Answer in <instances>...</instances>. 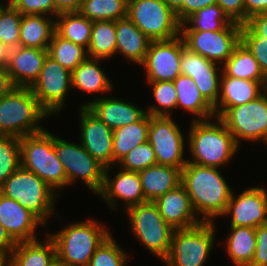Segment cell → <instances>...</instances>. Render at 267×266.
Segmentation results:
<instances>
[{
  "label": "cell",
  "mask_w": 267,
  "mask_h": 266,
  "mask_svg": "<svg viewBox=\"0 0 267 266\" xmlns=\"http://www.w3.org/2000/svg\"><path fill=\"white\" fill-rule=\"evenodd\" d=\"M215 222L174 229L170 249L163 260L167 266H204L215 243Z\"/></svg>",
  "instance_id": "8"
},
{
  "label": "cell",
  "mask_w": 267,
  "mask_h": 266,
  "mask_svg": "<svg viewBox=\"0 0 267 266\" xmlns=\"http://www.w3.org/2000/svg\"><path fill=\"white\" fill-rule=\"evenodd\" d=\"M22 14L10 3L0 6V41L11 50L19 46Z\"/></svg>",
  "instance_id": "39"
},
{
  "label": "cell",
  "mask_w": 267,
  "mask_h": 266,
  "mask_svg": "<svg viewBox=\"0 0 267 266\" xmlns=\"http://www.w3.org/2000/svg\"><path fill=\"white\" fill-rule=\"evenodd\" d=\"M47 49L21 47L11 50L7 72L15 87H30L40 75Z\"/></svg>",
  "instance_id": "22"
},
{
  "label": "cell",
  "mask_w": 267,
  "mask_h": 266,
  "mask_svg": "<svg viewBox=\"0 0 267 266\" xmlns=\"http://www.w3.org/2000/svg\"><path fill=\"white\" fill-rule=\"evenodd\" d=\"M219 64L212 62L205 57L190 51L184 47L180 57L181 74L192 77V74L221 73ZM220 71V72H219Z\"/></svg>",
  "instance_id": "43"
},
{
  "label": "cell",
  "mask_w": 267,
  "mask_h": 266,
  "mask_svg": "<svg viewBox=\"0 0 267 266\" xmlns=\"http://www.w3.org/2000/svg\"><path fill=\"white\" fill-rule=\"evenodd\" d=\"M166 5L176 14L178 21L181 23V6L183 0H163Z\"/></svg>",
  "instance_id": "56"
},
{
  "label": "cell",
  "mask_w": 267,
  "mask_h": 266,
  "mask_svg": "<svg viewBox=\"0 0 267 266\" xmlns=\"http://www.w3.org/2000/svg\"><path fill=\"white\" fill-rule=\"evenodd\" d=\"M217 4L231 22L245 24L244 0H217Z\"/></svg>",
  "instance_id": "48"
},
{
  "label": "cell",
  "mask_w": 267,
  "mask_h": 266,
  "mask_svg": "<svg viewBox=\"0 0 267 266\" xmlns=\"http://www.w3.org/2000/svg\"><path fill=\"white\" fill-rule=\"evenodd\" d=\"M10 4L22 15H46L55 18L59 14L54 0H12Z\"/></svg>",
  "instance_id": "46"
},
{
  "label": "cell",
  "mask_w": 267,
  "mask_h": 266,
  "mask_svg": "<svg viewBox=\"0 0 267 266\" xmlns=\"http://www.w3.org/2000/svg\"><path fill=\"white\" fill-rule=\"evenodd\" d=\"M104 226L90 218L48 234L55 243L57 260L65 266H88L96 249L111 234Z\"/></svg>",
  "instance_id": "3"
},
{
  "label": "cell",
  "mask_w": 267,
  "mask_h": 266,
  "mask_svg": "<svg viewBox=\"0 0 267 266\" xmlns=\"http://www.w3.org/2000/svg\"><path fill=\"white\" fill-rule=\"evenodd\" d=\"M11 49L0 41V68H7Z\"/></svg>",
  "instance_id": "55"
},
{
  "label": "cell",
  "mask_w": 267,
  "mask_h": 266,
  "mask_svg": "<svg viewBox=\"0 0 267 266\" xmlns=\"http://www.w3.org/2000/svg\"><path fill=\"white\" fill-rule=\"evenodd\" d=\"M91 30L92 21L80 12L60 13L55 17V33L86 49L89 47Z\"/></svg>",
  "instance_id": "33"
},
{
  "label": "cell",
  "mask_w": 267,
  "mask_h": 266,
  "mask_svg": "<svg viewBox=\"0 0 267 266\" xmlns=\"http://www.w3.org/2000/svg\"><path fill=\"white\" fill-rule=\"evenodd\" d=\"M128 0H82L79 12L92 22L127 17Z\"/></svg>",
  "instance_id": "37"
},
{
  "label": "cell",
  "mask_w": 267,
  "mask_h": 266,
  "mask_svg": "<svg viewBox=\"0 0 267 266\" xmlns=\"http://www.w3.org/2000/svg\"><path fill=\"white\" fill-rule=\"evenodd\" d=\"M47 52L48 56L70 72L88 58L86 48L77 45L72 41L63 39L56 33L53 34Z\"/></svg>",
  "instance_id": "35"
},
{
  "label": "cell",
  "mask_w": 267,
  "mask_h": 266,
  "mask_svg": "<svg viewBox=\"0 0 267 266\" xmlns=\"http://www.w3.org/2000/svg\"><path fill=\"white\" fill-rule=\"evenodd\" d=\"M46 117L50 116L29 87H14L0 97V136L22 138L40 132L44 128L39 123Z\"/></svg>",
  "instance_id": "4"
},
{
  "label": "cell",
  "mask_w": 267,
  "mask_h": 266,
  "mask_svg": "<svg viewBox=\"0 0 267 266\" xmlns=\"http://www.w3.org/2000/svg\"><path fill=\"white\" fill-rule=\"evenodd\" d=\"M50 266H65V265L56 259L54 263Z\"/></svg>",
  "instance_id": "58"
},
{
  "label": "cell",
  "mask_w": 267,
  "mask_h": 266,
  "mask_svg": "<svg viewBox=\"0 0 267 266\" xmlns=\"http://www.w3.org/2000/svg\"><path fill=\"white\" fill-rule=\"evenodd\" d=\"M47 237V238H46ZM39 239L17 242L10 254V266H50L57 259L56 246L49 235Z\"/></svg>",
  "instance_id": "26"
},
{
  "label": "cell",
  "mask_w": 267,
  "mask_h": 266,
  "mask_svg": "<svg viewBox=\"0 0 267 266\" xmlns=\"http://www.w3.org/2000/svg\"><path fill=\"white\" fill-rule=\"evenodd\" d=\"M111 168L113 167L105 168L104 184L97 196L103 198L112 210L118 208V200L124 202L125 211L131 206L145 202L138 172L121 168L114 178H111L109 175Z\"/></svg>",
  "instance_id": "18"
},
{
  "label": "cell",
  "mask_w": 267,
  "mask_h": 266,
  "mask_svg": "<svg viewBox=\"0 0 267 266\" xmlns=\"http://www.w3.org/2000/svg\"><path fill=\"white\" fill-rule=\"evenodd\" d=\"M0 223L16 242L38 239L36 228L44 226L32 212L1 192Z\"/></svg>",
  "instance_id": "20"
},
{
  "label": "cell",
  "mask_w": 267,
  "mask_h": 266,
  "mask_svg": "<svg viewBox=\"0 0 267 266\" xmlns=\"http://www.w3.org/2000/svg\"><path fill=\"white\" fill-rule=\"evenodd\" d=\"M127 258L128 255L111 233L96 249L88 266H126Z\"/></svg>",
  "instance_id": "41"
},
{
  "label": "cell",
  "mask_w": 267,
  "mask_h": 266,
  "mask_svg": "<svg viewBox=\"0 0 267 266\" xmlns=\"http://www.w3.org/2000/svg\"><path fill=\"white\" fill-rule=\"evenodd\" d=\"M173 84L177 94L176 109L182 107L185 111L193 114V121L215 117L214 108L201 95L191 77L180 74Z\"/></svg>",
  "instance_id": "27"
},
{
  "label": "cell",
  "mask_w": 267,
  "mask_h": 266,
  "mask_svg": "<svg viewBox=\"0 0 267 266\" xmlns=\"http://www.w3.org/2000/svg\"><path fill=\"white\" fill-rule=\"evenodd\" d=\"M172 117L150 116L148 142L151 144L157 164L183 169L188 163L184 158L185 136Z\"/></svg>",
  "instance_id": "12"
},
{
  "label": "cell",
  "mask_w": 267,
  "mask_h": 266,
  "mask_svg": "<svg viewBox=\"0 0 267 266\" xmlns=\"http://www.w3.org/2000/svg\"><path fill=\"white\" fill-rule=\"evenodd\" d=\"M14 87L7 68H0V97L8 94Z\"/></svg>",
  "instance_id": "54"
},
{
  "label": "cell",
  "mask_w": 267,
  "mask_h": 266,
  "mask_svg": "<svg viewBox=\"0 0 267 266\" xmlns=\"http://www.w3.org/2000/svg\"><path fill=\"white\" fill-rule=\"evenodd\" d=\"M0 266H10V253L0 249Z\"/></svg>",
  "instance_id": "57"
},
{
  "label": "cell",
  "mask_w": 267,
  "mask_h": 266,
  "mask_svg": "<svg viewBox=\"0 0 267 266\" xmlns=\"http://www.w3.org/2000/svg\"><path fill=\"white\" fill-rule=\"evenodd\" d=\"M11 1H12V0H7V2H5V3H10ZM0 2L3 3V1H1V0H0Z\"/></svg>",
  "instance_id": "59"
},
{
  "label": "cell",
  "mask_w": 267,
  "mask_h": 266,
  "mask_svg": "<svg viewBox=\"0 0 267 266\" xmlns=\"http://www.w3.org/2000/svg\"><path fill=\"white\" fill-rule=\"evenodd\" d=\"M246 24L267 41V11L252 16Z\"/></svg>",
  "instance_id": "50"
},
{
  "label": "cell",
  "mask_w": 267,
  "mask_h": 266,
  "mask_svg": "<svg viewBox=\"0 0 267 266\" xmlns=\"http://www.w3.org/2000/svg\"><path fill=\"white\" fill-rule=\"evenodd\" d=\"M150 115L141 120L113 130V165L117 164L133 148L148 141Z\"/></svg>",
  "instance_id": "30"
},
{
  "label": "cell",
  "mask_w": 267,
  "mask_h": 266,
  "mask_svg": "<svg viewBox=\"0 0 267 266\" xmlns=\"http://www.w3.org/2000/svg\"><path fill=\"white\" fill-rule=\"evenodd\" d=\"M216 3L217 0H183V5L181 6V24L198 10Z\"/></svg>",
  "instance_id": "49"
},
{
  "label": "cell",
  "mask_w": 267,
  "mask_h": 266,
  "mask_svg": "<svg viewBox=\"0 0 267 266\" xmlns=\"http://www.w3.org/2000/svg\"><path fill=\"white\" fill-rule=\"evenodd\" d=\"M86 107L98 119L103 121L111 130L138 122L146 114V110L138 108L132 102L113 97L94 98L91 101L80 104Z\"/></svg>",
  "instance_id": "19"
},
{
  "label": "cell",
  "mask_w": 267,
  "mask_h": 266,
  "mask_svg": "<svg viewBox=\"0 0 267 266\" xmlns=\"http://www.w3.org/2000/svg\"><path fill=\"white\" fill-rule=\"evenodd\" d=\"M219 168L187 163L182 169L181 184L202 222H214L224 214L232 194Z\"/></svg>",
  "instance_id": "1"
},
{
  "label": "cell",
  "mask_w": 267,
  "mask_h": 266,
  "mask_svg": "<svg viewBox=\"0 0 267 266\" xmlns=\"http://www.w3.org/2000/svg\"><path fill=\"white\" fill-rule=\"evenodd\" d=\"M256 249L250 266H267V223L255 228Z\"/></svg>",
  "instance_id": "47"
},
{
  "label": "cell",
  "mask_w": 267,
  "mask_h": 266,
  "mask_svg": "<svg viewBox=\"0 0 267 266\" xmlns=\"http://www.w3.org/2000/svg\"><path fill=\"white\" fill-rule=\"evenodd\" d=\"M220 96L213 107L215 117H220L228 108L240 106L256 99L267 89V82L244 80L227 76L222 71Z\"/></svg>",
  "instance_id": "23"
},
{
  "label": "cell",
  "mask_w": 267,
  "mask_h": 266,
  "mask_svg": "<svg viewBox=\"0 0 267 266\" xmlns=\"http://www.w3.org/2000/svg\"><path fill=\"white\" fill-rule=\"evenodd\" d=\"M80 144L105 168L113 166V130L86 107H80Z\"/></svg>",
  "instance_id": "17"
},
{
  "label": "cell",
  "mask_w": 267,
  "mask_h": 266,
  "mask_svg": "<svg viewBox=\"0 0 267 266\" xmlns=\"http://www.w3.org/2000/svg\"><path fill=\"white\" fill-rule=\"evenodd\" d=\"M223 217H231L230 226L257 228L267 223V190L251 187L239 195L232 191Z\"/></svg>",
  "instance_id": "16"
},
{
  "label": "cell",
  "mask_w": 267,
  "mask_h": 266,
  "mask_svg": "<svg viewBox=\"0 0 267 266\" xmlns=\"http://www.w3.org/2000/svg\"><path fill=\"white\" fill-rule=\"evenodd\" d=\"M100 61H102V59L87 58L85 61L81 62L72 71V88L90 94H107L112 91V81L99 66Z\"/></svg>",
  "instance_id": "28"
},
{
  "label": "cell",
  "mask_w": 267,
  "mask_h": 266,
  "mask_svg": "<svg viewBox=\"0 0 267 266\" xmlns=\"http://www.w3.org/2000/svg\"><path fill=\"white\" fill-rule=\"evenodd\" d=\"M241 42L258 61L259 67L267 79V41L258 36L247 24L242 25Z\"/></svg>",
  "instance_id": "44"
},
{
  "label": "cell",
  "mask_w": 267,
  "mask_h": 266,
  "mask_svg": "<svg viewBox=\"0 0 267 266\" xmlns=\"http://www.w3.org/2000/svg\"><path fill=\"white\" fill-rule=\"evenodd\" d=\"M245 24L254 15L267 11V0H244Z\"/></svg>",
  "instance_id": "51"
},
{
  "label": "cell",
  "mask_w": 267,
  "mask_h": 266,
  "mask_svg": "<svg viewBox=\"0 0 267 266\" xmlns=\"http://www.w3.org/2000/svg\"><path fill=\"white\" fill-rule=\"evenodd\" d=\"M165 222L173 229L190 228L201 223L191 205V199L180 184L154 201Z\"/></svg>",
  "instance_id": "21"
},
{
  "label": "cell",
  "mask_w": 267,
  "mask_h": 266,
  "mask_svg": "<svg viewBox=\"0 0 267 266\" xmlns=\"http://www.w3.org/2000/svg\"><path fill=\"white\" fill-rule=\"evenodd\" d=\"M55 9L60 13L79 12L82 0H54Z\"/></svg>",
  "instance_id": "52"
},
{
  "label": "cell",
  "mask_w": 267,
  "mask_h": 266,
  "mask_svg": "<svg viewBox=\"0 0 267 266\" xmlns=\"http://www.w3.org/2000/svg\"><path fill=\"white\" fill-rule=\"evenodd\" d=\"M225 240L226 253L235 266H250L256 249L255 228L230 226Z\"/></svg>",
  "instance_id": "31"
},
{
  "label": "cell",
  "mask_w": 267,
  "mask_h": 266,
  "mask_svg": "<svg viewBox=\"0 0 267 266\" xmlns=\"http://www.w3.org/2000/svg\"><path fill=\"white\" fill-rule=\"evenodd\" d=\"M219 119L238 146L240 140L262 141L267 145V89L246 104L228 108Z\"/></svg>",
  "instance_id": "11"
},
{
  "label": "cell",
  "mask_w": 267,
  "mask_h": 266,
  "mask_svg": "<svg viewBox=\"0 0 267 266\" xmlns=\"http://www.w3.org/2000/svg\"><path fill=\"white\" fill-rule=\"evenodd\" d=\"M54 148L67 177V186L81 180L86 187L98 194L104 184L105 167L76 142H69L54 134Z\"/></svg>",
  "instance_id": "9"
},
{
  "label": "cell",
  "mask_w": 267,
  "mask_h": 266,
  "mask_svg": "<svg viewBox=\"0 0 267 266\" xmlns=\"http://www.w3.org/2000/svg\"><path fill=\"white\" fill-rule=\"evenodd\" d=\"M55 33V18L46 15H22L19 46L47 49Z\"/></svg>",
  "instance_id": "29"
},
{
  "label": "cell",
  "mask_w": 267,
  "mask_h": 266,
  "mask_svg": "<svg viewBox=\"0 0 267 266\" xmlns=\"http://www.w3.org/2000/svg\"><path fill=\"white\" fill-rule=\"evenodd\" d=\"M127 17L151 41L180 35L181 23L163 0H128Z\"/></svg>",
  "instance_id": "10"
},
{
  "label": "cell",
  "mask_w": 267,
  "mask_h": 266,
  "mask_svg": "<svg viewBox=\"0 0 267 266\" xmlns=\"http://www.w3.org/2000/svg\"><path fill=\"white\" fill-rule=\"evenodd\" d=\"M21 166L35 173L59 195L67 177L54 148V134L46 129L20 138Z\"/></svg>",
  "instance_id": "5"
},
{
  "label": "cell",
  "mask_w": 267,
  "mask_h": 266,
  "mask_svg": "<svg viewBox=\"0 0 267 266\" xmlns=\"http://www.w3.org/2000/svg\"><path fill=\"white\" fill-rule=\"evenodd\" d=\"M151 40L128 18L116 20V53L141 65Z\"/></svg>",
  "instance_id": "25"
},
{
  "label": "cell",
  "mask_w": 267,
  "mask_h": 266,
  "mask_svg": "<svg viewBox=\"0 0 267 266\" xmlns=\"http://www.w3.org/2000/svg\"><path fill=\"white\" fill-rule=\"evenodd\" d=\"M145 201H155L182 181V170L161 164L152 165L138 172Z\"/></svg>",
  "instance_id": "24"
},
{
  "label": "cell",
  "mask_w": 267,
  "mask_h": 266,
  "mask_svg": "<svg viewBox=\"0 0 267 266\" xmlns=\"http://www.w3.org/2000/svg\"><path fill=\"white\" fill-rule=\"evenodd\" d=\"M231 21L216 3L198 10L182 24L180 31H217L229 25Z\"/></svg>",
  "instance_id": "36"
},
{
  "label": "cell",
  "mask_w": 267,
  "mask_h": 266,
  "mask_svg": "<svg viewBox=\"0 0 267 266\" xmlns=\"http://www.w3.org/2000/svg\"><path fill=\"white\" fill-rule=\"evenodd\" d=\"M134 238L159 260L167 257L174 229L165 222L154 201H145L125 211Z\"/></svg>",
  "instance_id": "7"
},
{
  "label": "cell",
  "mask_w": 267,
  "mask_h": 266,
  "mask_svg": "<svg viewBox=\"0 0 267 266\" xmlns=\"http://www.w3.org/2000/svg\"><path fill=\"white\" fill-rule=\"evenodd\" d=\"M222 73H201L192 74L197 88L204 99L214 107L220 96V85Z\"/></svg>",
  "instance_id": "45"
},
{
  "label": "cell",
  "mask_w": 267,
  "mask_h": 266,
  "mask_svg": "<svg viewBox=\"0 0 267 266\" xmlns=\"http://www.w3.org/2000/svg\"><path fill=\"white\" fill-rule=\"evenodd\" d=\"M152 88L155 104L150 105L146 112L150 116L171 117V112L176 109L177 94L173 81H147Z\"/></svg>",
  "instance_id": "38"
},
{
  "label": "cell",
  "mask_w": 267,
  "mask_h": 266,
  "mask_svg": "<svg viewBox=\"0 0 267 266\" xmlns=\"http://www.w3.org/2000/svg\"><path fill=\"white\" fill-rule=\"evenodd\" d=\"M0 192L18 201L46 226L55 212V201L60 196L35 173L20 166L0 186Z\"/></svg>",
  "instance_id": "6"
},
{
  "label": "cell",
  "mask_w": 267,
  "mask_h": 266,
  "mask_svg": "<svg viewBox=\"0 0 267 266\" xmlns=\"http://www.w3.org/2000/svg\"><path fill=\"white\" fill-rule=\"evenodd\" d=\"M221 67H223L222 71L230 77L267 82L258 61L242 42L235 47L232 55Z\"/></svg>",
  "instance_id": "32"
},
{
  "label": "cell",
  "mask_w": 267,
  "mask_h": 266,
  "mask_svg": "<svg viewBox=\"0 0 267 266\" xmlns=\"http://www.w3.org/2000/svg\"><path fill=\"white\" fill-rule=\"evenodd\" d=\"M16 245L17 242L0 223V249H4L11 254Z\"/></svg>",
  "instance_id": "53"
},
{
  "label": "cell",
  "mask_w": 267,
  "mask_h": 266,
  "mask_svg": "<svg viewBox=\"0 0 267 266\" xmlns=\"http://www.w3.org/2000/svg\"><path fill=\"white\" fill-rule=\"evenodd\" d=\"M71 75L72 72L47 56L40 75L29 87L50 116L59 113L65 106L68 90L72 88Z\"/></svg>",
  "instance_id": "14"
},
{
  "label": "cell",
  "mask_w": 267,
  "mask_h": 266,
  "mask_svg": "<svg viewBox=\"0 0 267 266\" xmlns=\"http://www.w3.org/2000/svg\"><path fill=\"white\" fill-rule=\"evenodd\" d=\"M185 47L181 35L169 40L151 41L144 62L146 81H174L180 74V57Z\"/></svg>",
  "instance_id": "15"
},
{
  "label": "cell",
  "mask_w": 267,
  "mask_h": 266,
  "mask_svg": "<svg viewBox=\"0 0 267 266\" xmlns=\"http://www.w3.org/2000/svg\"><path fill=\"white\" fill-rule=\"evenodd\" d=\"M20 166V138L0 136V186Z\"/></svg>",
  "instance_id": "40"
},
{
  "label": "cell",
  "mask_w": 267,
  "mask_h": 266,
  "mask_svg": "<svg viewBox=\"0 0 267 266\" xmlns=\"http://www.w3.org/2000/svg\"><path fill=\"white\" fill-rule=\"evenodd\" d=\"M242 25L231 22L217 31H180L185 47L206 59L223 65L241 42Z\"/></svg>",
  "instance_id": "13"
},
{
  "label": "cell",
  "mask_w": 267,
  "mask_h": 266,
  "mask_svg": "<svg viewBox=\"0 0 267 266\" xmlns=\"http://www.w3.org/2000/svg\"><path fill=\"white\" fill-rule=\"evenodd\" d=\"M155 164H157L155 152L151 144L146 141L133 148L116 166L120 165V168L127 171L139 172Z\"/></svg>",
  "instance_id": "42"
},
{
  "label": "cell",
  "mask_w": 267,
  "mask_h": 266,
  "mask_svg": "<svg viewBox=\"0 0 267 266\" xmlns=\"http://www.w3.org/2000/svg\"><path fill=\"white\" fill-rule=\"evenodd\" d=\"M187 135L191 156V160L187 159L189 163L221 168L229 164L240 149L233 135L218 117L211 120H192Z\"/></svg>",
  "instance_id": "2"
},
{
  "label": "cell",
  "mask_w": 267,
  "mask_h": 266,
  "mask_svg": "<svg viewBox=\"0 0 267 266\" xmlns=\"http://www.w3.org/2000/svg\"><path fill=\"white\" fill-rule=\"evenodd\" d=\"M87 54L88 58L102 60L116 54V21L92 22L91 39Z\"/></svg>",
  "instance_id": "34"
}]
</instances>
